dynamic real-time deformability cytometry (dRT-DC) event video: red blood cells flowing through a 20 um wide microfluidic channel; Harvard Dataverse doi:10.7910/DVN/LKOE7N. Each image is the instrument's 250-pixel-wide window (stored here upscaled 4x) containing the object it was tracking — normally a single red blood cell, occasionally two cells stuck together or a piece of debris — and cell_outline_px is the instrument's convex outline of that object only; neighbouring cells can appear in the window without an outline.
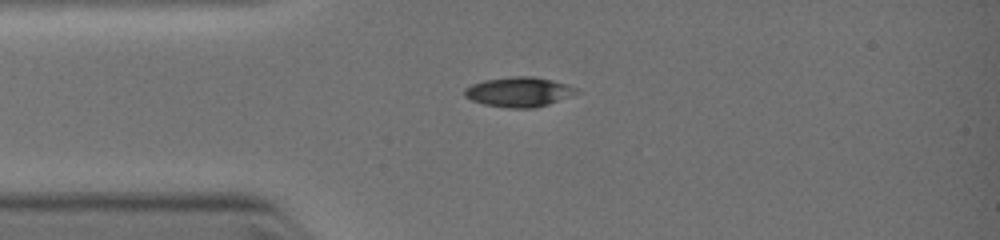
{"species": "common noctule bat (a hibernating species)", "species_latin": "Nyctalus noctula", "temperature_condition": "warm", "stored_images_in_passage": 4, "camera_frame_rate_fps": 3000, "um_per_image_px": 0.085, "animal": {"sex": "female", "body_mass_g": 19.0, "forearm_length_mm": 51.5}, "frame": {"image": 1, "passage_image": 4, "time_ms": 2.333, "image_size_px": [1000, 240], "cell_outline_px": [[580, 92], [572, 96], [548, 104], [532, 108], [512, 108], [484, 104], [472, 100], [464, 96], [464, 88], [472, 84], [484, 80], [512, 76], [532, 76], [552, 80], [568, 84], [576, 88]], "centroid_in_image_um": [44.12, 7.8], "position_along_channel_um": 40.9, "area_um2": 19.42}}